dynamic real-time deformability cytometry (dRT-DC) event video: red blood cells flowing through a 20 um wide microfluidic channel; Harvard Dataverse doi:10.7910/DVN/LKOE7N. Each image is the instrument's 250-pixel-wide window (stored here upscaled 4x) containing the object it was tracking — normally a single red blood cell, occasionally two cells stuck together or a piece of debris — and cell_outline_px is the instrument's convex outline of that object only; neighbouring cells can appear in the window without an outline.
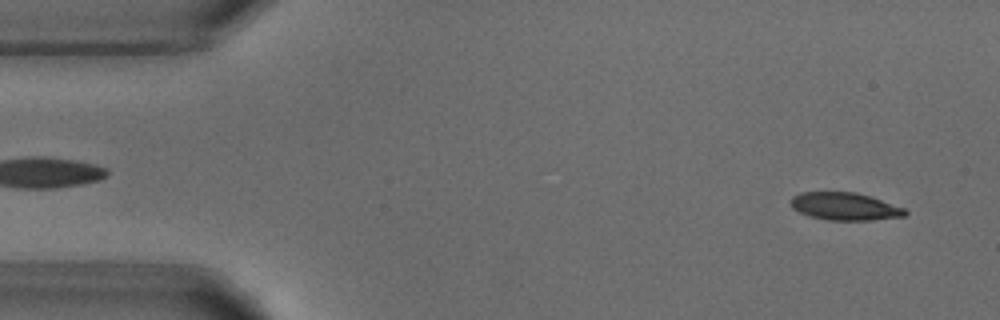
{"species": "common noctule bat (a hibernating species)", "species_latin": "Nyctalus noctula", "temperature_condition": "warm", "stored_images_in_passage": 4, "camera_frame_rate_fps": 3000, "um_per_image_px": 0.085, "animal": {"sex": "male", "body_mass_g": 18.8}, "frame": {"image": 1, "passage_image": 4, "time_ms": 4.667, "image_size_px": [1000, 320], "cell_outline_px": [[908, 212], [904, 216], [872, 220], [828, 220], [812, 216], [800, 212], [792, 208], [792, 196], [800, 192], [856, 192], [904, 208]], "centroid_in_image_um": [71.8, 17.54], "position_along_channel_um": 13.2, "area_um2": 18.09}}